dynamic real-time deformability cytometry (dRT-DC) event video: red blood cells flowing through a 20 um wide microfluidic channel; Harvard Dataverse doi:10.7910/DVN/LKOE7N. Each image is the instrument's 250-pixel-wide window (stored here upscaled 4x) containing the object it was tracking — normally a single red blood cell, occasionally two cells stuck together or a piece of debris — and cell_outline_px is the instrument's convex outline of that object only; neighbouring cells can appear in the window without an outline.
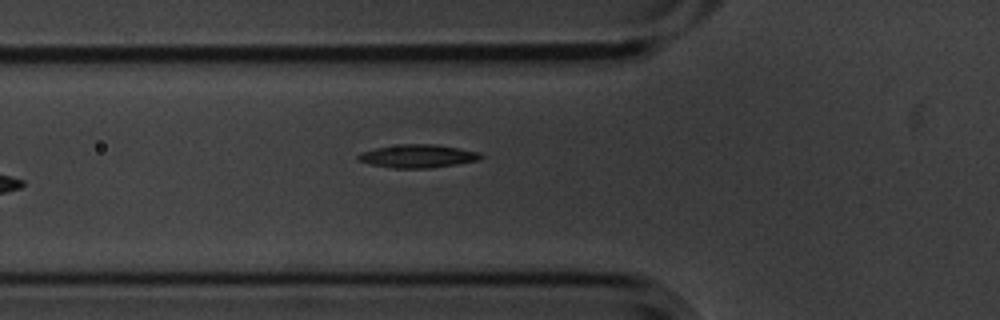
{"species": "common noctule bat (a hibernating species)", "species_latin": "Nyctalus noctula", "temperature_condition": "cold", "stored_images_in_passage": 5, "camera_frame_rate_fps": 3000, "um_per_image_px": 0.085, "animal": {"sex": "male", "body_mass_g": 20.1, "forearm_length_mm": 53.5}, "frame": {"image": 1, "passage_image": 5, "time_ms": 1.333, "image_size_px": [1000, 320], "cell_outline_px": [[484, 156], [480, 160], [456, 164], [428, 168], [392, 168], [372, 164], [360, 160], [356, 156], [360, 152], [376, 148], [400, 144], [436, 144], [460, 148], [480, 152]], "centroid_in_image_um": [35.56, 13.26], "position_along_channel_um": 90.2, "area_um2": 16.53}}